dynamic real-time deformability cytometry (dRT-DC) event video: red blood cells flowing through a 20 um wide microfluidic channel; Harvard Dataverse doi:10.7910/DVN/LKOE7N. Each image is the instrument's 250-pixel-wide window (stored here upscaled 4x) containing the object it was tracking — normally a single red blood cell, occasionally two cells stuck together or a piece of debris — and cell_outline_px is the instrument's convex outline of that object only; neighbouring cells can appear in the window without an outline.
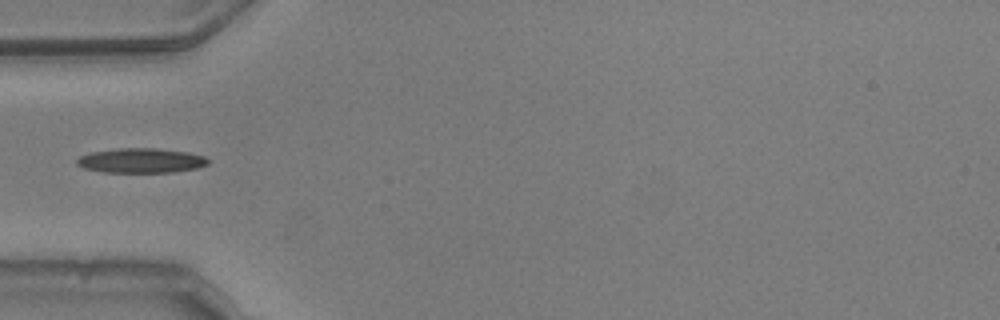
{"species": "common noctule bat (a hibernating species)", "species_latin": "Nyctalus noctula", "temperature_condition": "warm", "stored_images_in_passage": 37, "camera_frame_rate_fps": 3000, "um_per_image_px": 0.085, "animal": {"sex": "male", "body_mass_g": 20.5, "forearm_length_mm": 52.5}, "frame": {"image": 1, "passage_image": 1, "time_ms": 0.0, "image_size_px": [1000, 320], "cell_outline_px": [[208, 164], [196, 168], [172, 172], [104, 172], [84, 168], [76, 164], [76, 160], [80, 156], [92, 152], [120, 148], [152, 148], [188, 152], [204, 156], [208, 160]], "centroid_in_image_um": [11.98, 13.65], "position_along_channel_um": 73.0, "area_um2": 18.67}}
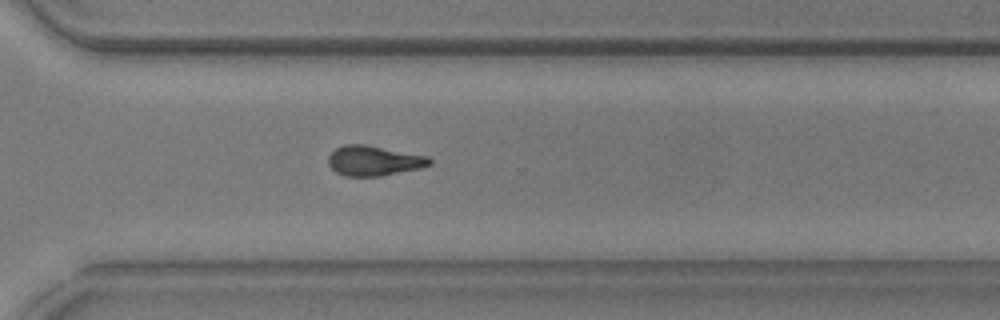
{"frame": {"image": 2, "passage_image": 22, "time_ms": 7.0, "image_size_px": [1000, 320], "cell_outline_px": [[432, 164], [420, 168], [380, 176], [344, 176], [336, 172], [328, 164], [328, 156], [336, 148], [344, 144], [364, 144], [428, 156], [432, 160]], "centroid_in_image_um": [31.77, 13.66], "position_along_channel_um": 338.8, "area_um2": 17.69}}
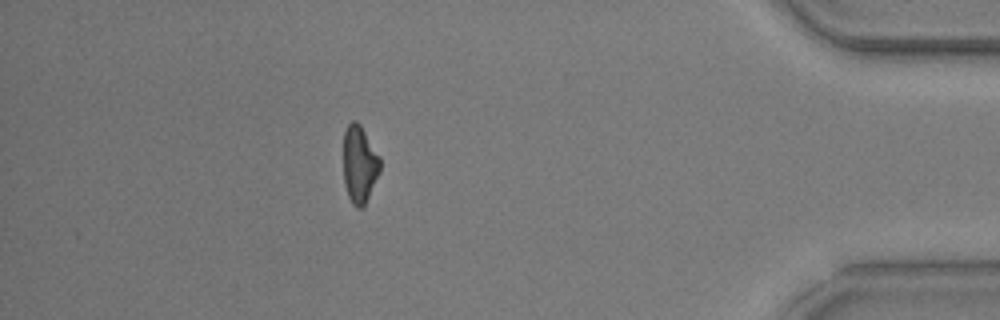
{"frame": {"image": 3, "passage_image": 31, "time_ms": 10.0, "image_size_px": [1000, 320], "cell_outline_px": [[380, 172], [364, 204], [360, 208], [356, 208], [352, 204], [348, 196], [344, 184], [344, 132], [348, 124], [352, 120], [356, 120], [360, 124], [380, 156]], "centroid_in_image_um": [30.55, 13.94], "position_along_channel_um": 404.6, "area_um2": 16.47}}